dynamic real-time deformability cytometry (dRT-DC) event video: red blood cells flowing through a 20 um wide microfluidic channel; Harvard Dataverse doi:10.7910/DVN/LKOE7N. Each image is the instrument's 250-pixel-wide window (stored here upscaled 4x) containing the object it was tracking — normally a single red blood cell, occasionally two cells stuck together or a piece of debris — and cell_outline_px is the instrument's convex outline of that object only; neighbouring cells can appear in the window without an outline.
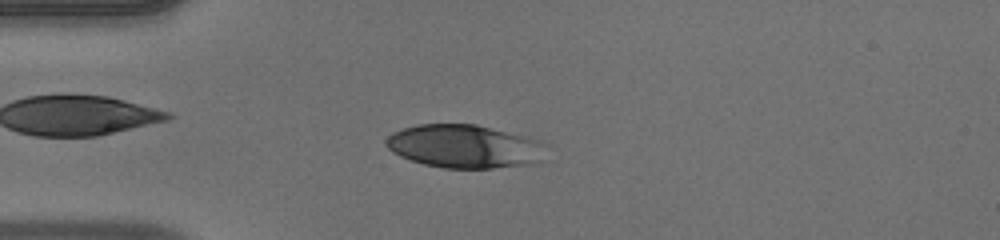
{"species": "human", "species_latin": "Homo sapiens", "temperature_condition": "warm", "stored_images_in_passage": 49, "camera_frame_rate_fps": 3000, "um_per_image_px": 0.085, "donor": {"sex": "male"}, "frame": {"image": 1, "passage_image": 12, "time_ms": 3.667, "image_size_px": [1000, 240], "cell_outline_px": [[548, 144], [540, 160], [536, 164], [492, 168], [444, 168], [424, 164], [400, 156], [392, 152], [384, 144], [384, 140], [392, 132], [416, 124], [476, 124], [544, 140]], "centroid_in_image_um": [39.52, 12.43], "position_along_channel_um": 45.5, "area_um2": 40.92}}
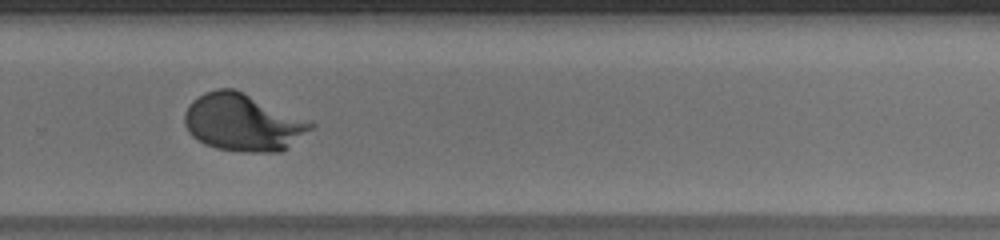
{"frame": {"image": 2, "passage_image": 33, "time_ms": 10.667, "image_size_px": [1000, 240], "cell_outline_px": [[316, 124], [312, 128], [280, 152], [240, 152], [216, 148], [204, 144], [192, 136], [188, 132], [184, 124], [184, 112], [188, 104], [192, 100], [204, 92], [216, 88], [236, 88]], "centroid_in_image_um": [20.58, 10.39], "position_along_channel_um": 309.2, "area_um2": 42.14}}
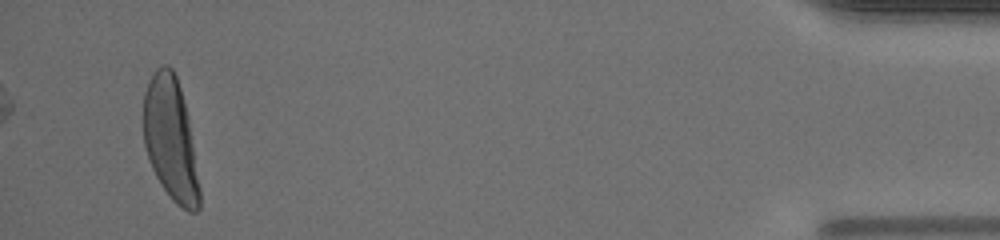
{"frame": {"image": 3, "passage_image": 47, "time_ms": 15.333, "image_size_px": [1000, 240], "cell_outline_px": [[200, 208], [196, 212], [188, 212], [176, 204], [172, 200], [160, 184], [148, 160], [144, 144], [144, 92], [148, 80], [152, 72], [160, 64], [168, 64], [172, 68], [176, 76], [180, 88], [188, 116], [200, 188]], "centroid_in_image_um": [14.49, 11.82], "position_along_channel_um": 420.7, "area_um2": 40.4}, "authors_computed_cell_mechanics": {"area_um2": 40.9224, "velocity_mm_per_s": 4.0456, "shape_relaxation_time_tau1_ms": 3.2968, "shape_relaxation_time_tau2_ms": null, "deformation_change_tau1": 0.2231, "deformation_change_tau2": null}}